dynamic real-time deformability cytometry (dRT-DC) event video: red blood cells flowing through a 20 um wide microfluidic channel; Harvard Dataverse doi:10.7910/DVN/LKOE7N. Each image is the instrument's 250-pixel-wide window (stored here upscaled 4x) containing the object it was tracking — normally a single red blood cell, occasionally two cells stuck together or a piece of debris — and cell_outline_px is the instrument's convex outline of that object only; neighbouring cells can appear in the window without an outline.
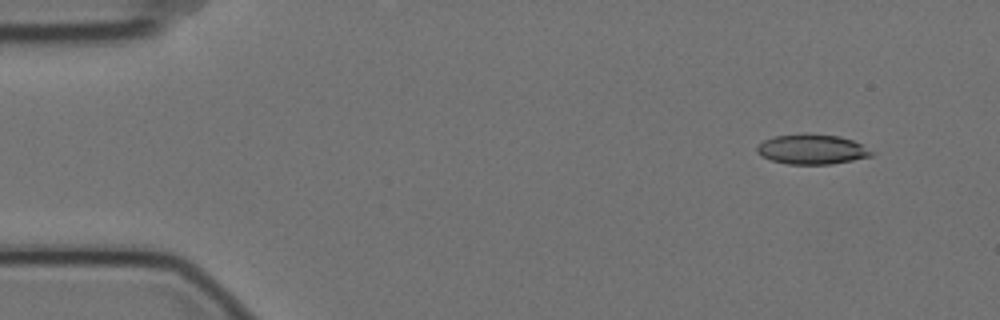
{"species": "Egyptian fruit bat (a non-hibernating species)", "species_latin": "Rousettus aegyptiacus", "temperature_condition": "cold", "stored_images_in_passage": 7, "camera_frame_rate_fps": 3000, "um_per_image_px": 0.085, "animal": {"sex": "female"}, "frame": {"image": 1, "passage_image": 2, "time_ms": 0.333, "image_size_px": [1000, 320], "cell_outline_px": [[872, 156], [832, 164], [788, 164], [772, 160], [756, 152], [756, 148], [764, 140], [776, 136], [840, 136], [852, 140], [860, 144], [872, 152]], "centroid_in_image_um": [69.02, 12.73], "position_along_channel_um": 16.0, "area_um2": 18.96}}
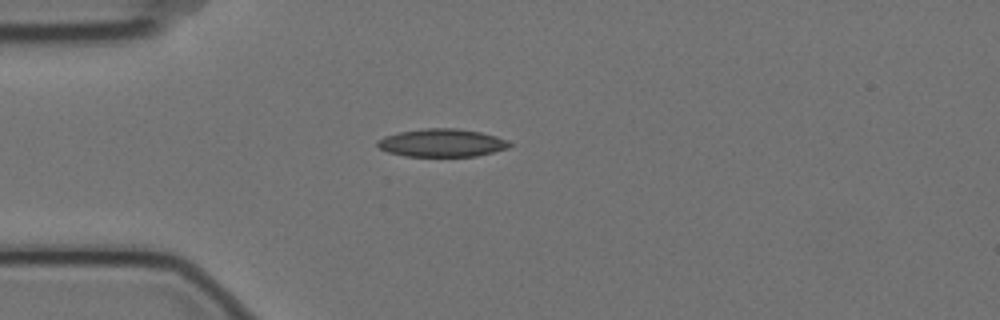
{"frame": {"image": 2, "passage_image": 5, "time_ms": 1.333, "image_size_px": [1000, 320], "cell_outline_px": [[512, 144], [508, 148], [476, 156], [404, 156], [388, 152], [380, 148], [376, 144], [376, 140], [384, 136], [400, 132], [424, 128], [456, 128], [480, 132], [496, 136], [508, 140]], "centroid_in_image_um": [37.55, 12.14], "position_along_channel_um": 47.5, "area_um2": 21.5}}
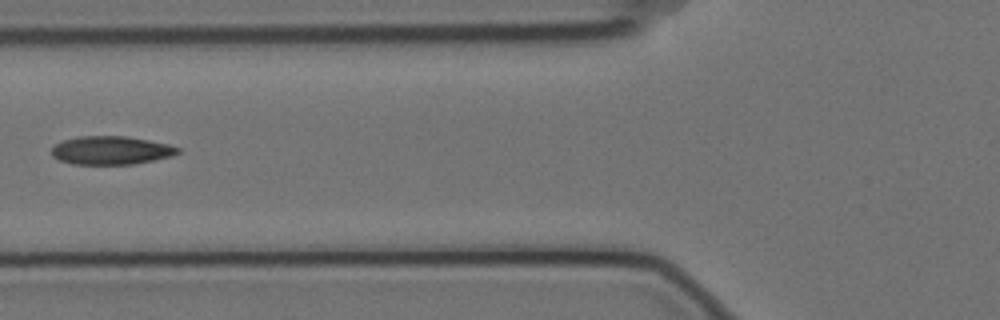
{"frame": {"image": 3, "passage_image": 7, "time_ms": 2.0, "image_size_px": [1000, 320], "cell_outline_px": [[180, 152], [172, 156], [132, 164], [72, 164], [60, 160], [52, 156], [52, 148], [56, 144], [64, 140], [80, 136], [128, 136], [168, 144], [180, 148]], "centroid_in_image_um": [9.45, 12.77], "position_along_channel_um": 116.4, "area_um2": 20.75}}